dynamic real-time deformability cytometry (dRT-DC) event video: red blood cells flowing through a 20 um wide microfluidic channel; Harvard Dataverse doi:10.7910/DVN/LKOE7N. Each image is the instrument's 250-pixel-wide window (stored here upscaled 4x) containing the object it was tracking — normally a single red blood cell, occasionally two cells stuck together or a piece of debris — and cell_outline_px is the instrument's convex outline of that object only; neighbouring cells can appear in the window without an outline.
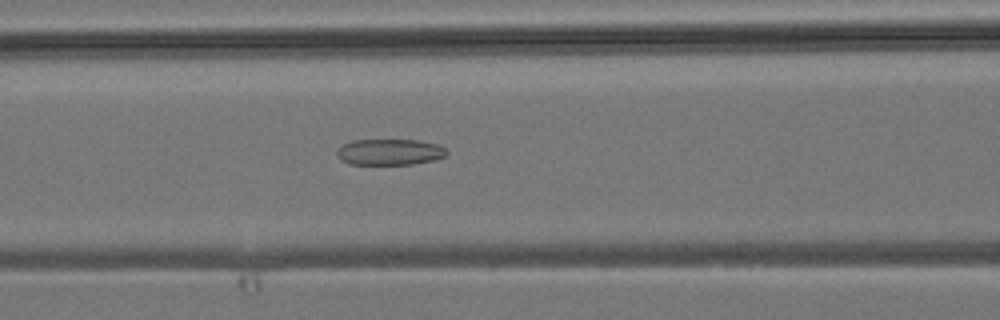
{"species": "common noctule bat (a hibernating species)", "species_latin": "Nyctalus noctula", "temperature_condition": "room temperature", "stored_images_in_passage": 33, "camera_frame_rate_fps": 3000, "um_per_image_px": 0.085, "animal": {"sex": "male", "body_mass_g": 19.2, "forearm_length_mm": 51.8}, "frame": {"image": 1, "passage_image": 12, "time_ms": 3.667, "image_size_px": [1000, 320], "cell_outline_px": [[448, 152], [444, 156], [432, 160], [412, 164], [348, 164], [340, 160], [336, 152], [344, 144], [352, 140], [420, 140], [436, 144], [444, 148]], "centroid_in_image_um": [33.1, 12.92], "position_along_channel_um": 133.5, "area_um2": 16.53}}
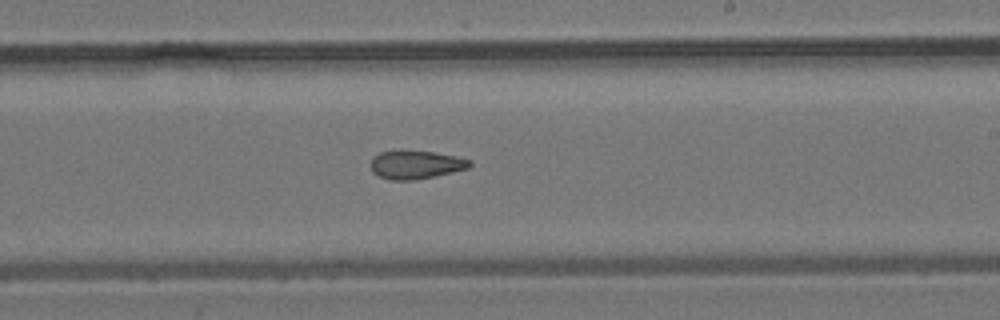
{"frame": {"image": 2, "passage_image": 20, "time_ms": 6.333, "image_size_px": [1000, 320], "cell_outline_px": [[472, 164], [468, 168], [452, 172], [416, 180], [388, 180], [372, 172], [368, 164], [372, 156], [380, 152], [400, 148], [432, 152], [456, 156], [472, 160]], "centroid_in_image_um": [35.27, 13.97], "position_along_channel_um": 253.7, "area_um2": 16.99}}
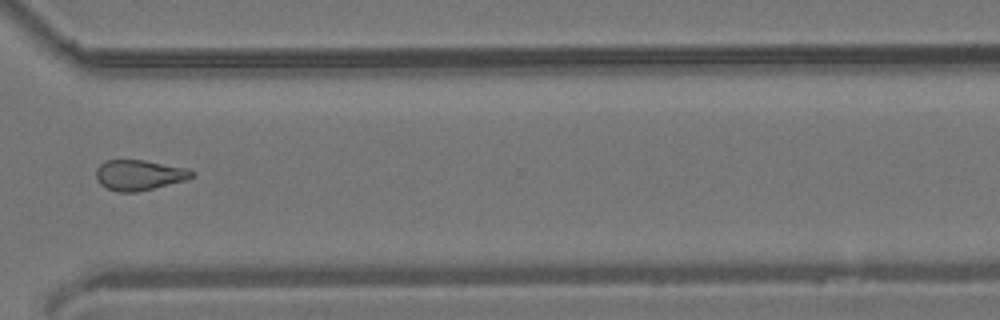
{"frame": {"image": 3, "passage_image": 27, "time_ms": 8.667, "image_size_px": [1000, 320], "cell_outline_px": [[196, 172], [192, 176], [184, 180], [136, 192], [120, 192], [108, 188], [100, 184], [96, 180], [96, 168], [104, 160], [144, 160], [188, 168]], "centroid_in_image_um": [11.8, 14.86], "position_along_channel_um": 358.8, "area_um2": 16.82}}